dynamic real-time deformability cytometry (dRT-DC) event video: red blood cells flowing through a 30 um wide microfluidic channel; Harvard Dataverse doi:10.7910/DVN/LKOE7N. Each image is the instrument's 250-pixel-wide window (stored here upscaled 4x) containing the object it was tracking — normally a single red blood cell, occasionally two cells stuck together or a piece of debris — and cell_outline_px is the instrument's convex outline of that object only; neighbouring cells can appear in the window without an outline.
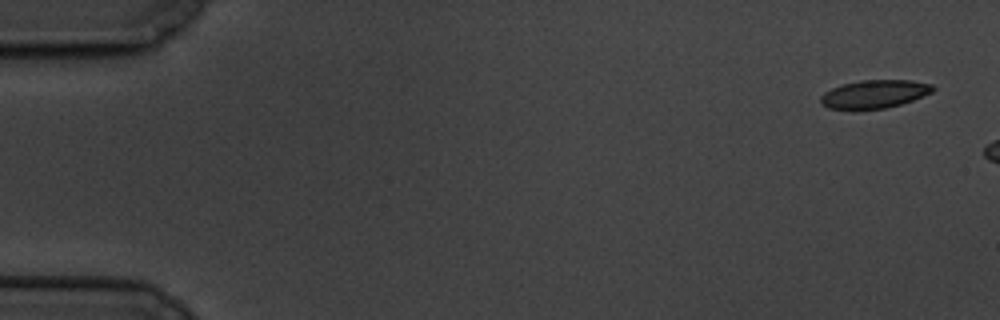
{"species": "common noctule bat (a hibernating species)", "species_latin": "Nyctalus noctula", "temperature_condition": "cold", "stored_images_in_passage": 4, "camera_frame_rate_fps": 3000, "um_per_image_px": 0.085, "animal": {"sex": "male", "body_mass_g": 19.5, "forearm_length_mm": 54.6}, "frame": {"image": 1, "passage_image": 1, "time_ms": 0.0, "image_size_px": [1000, 320], "cell_outline_px": [[936, 88], [932, 92], [912, 100], [900, 104], [884, 108], [856, 112], [852, 112], [828, 108], [820, 104], [820, 96], [824, 92], [832, 88], [844, 84], [860, 80], [912, 80], [932, 84]], "centroid_in_image_um": [74.26, 8.03], "position_along_channel_um": 10.7, "area_um2": 19.02}}